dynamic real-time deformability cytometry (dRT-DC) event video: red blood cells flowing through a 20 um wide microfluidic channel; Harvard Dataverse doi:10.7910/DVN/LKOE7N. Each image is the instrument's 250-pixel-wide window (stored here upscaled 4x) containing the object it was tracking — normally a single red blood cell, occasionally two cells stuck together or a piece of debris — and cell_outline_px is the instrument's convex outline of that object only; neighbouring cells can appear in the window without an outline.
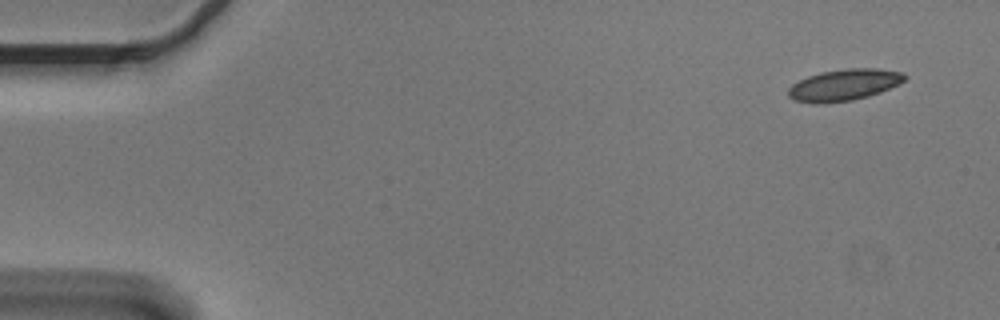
{"species": "Egyptian fruit bat (a non-hibernating species)", "species_latin": "Rousettus aegyptiacus", "temperature_condition": "cold", "stored_images_in_passage": 5, "camera_frame_rate_fps": 3000, "um_per_image_px": 0.085, "animal": {"sex": "male"}, "frame": {"image": 1, "passage_image": 1, "time_ms": 0.0, "image_size_px": [1000, 320], "cell_outline_px": [[908, 76], [900, 84], [880, 92], [868, 96], [852, 100], [824, 104], [812, 104], [796, 100], [788, 96], [788, 88], [792, 84], [808, 76], [820, 72], [848, 68], [876, 68], [904, 72]], "centroid_in_image_um": [71.76, 7.22], "position_along_channel_um": 13.2, "area_um2": 21.56}}
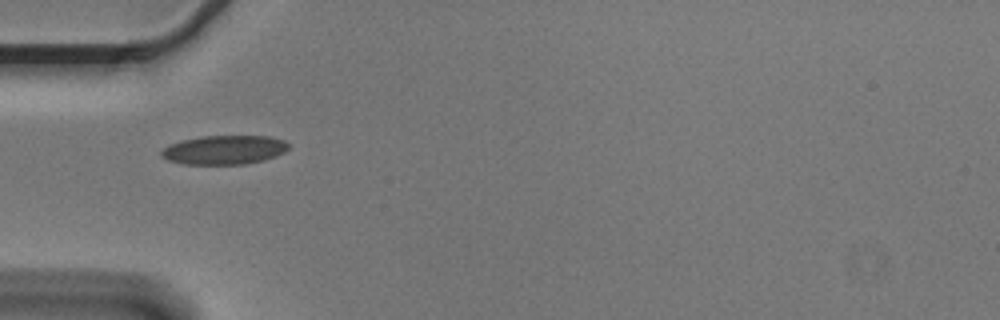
{"frame": {"image": 2, "passage_image": 5, "time_ms": 1.333, "image_size_px": [1000, 320], "cell_outline_px": [[288, 148], [284, 152], [276, 156], [264, 160], [244, 164], [184, 164], [168, 160], [160, 156], [160, 152], [168, 144], [200, 136], [268, 136], [284, 140], [288, 144]], "centroid_in_image_um": [19.05, 12.74], "position_along_channel_um": 66.0, "area_um2": 21.5}}